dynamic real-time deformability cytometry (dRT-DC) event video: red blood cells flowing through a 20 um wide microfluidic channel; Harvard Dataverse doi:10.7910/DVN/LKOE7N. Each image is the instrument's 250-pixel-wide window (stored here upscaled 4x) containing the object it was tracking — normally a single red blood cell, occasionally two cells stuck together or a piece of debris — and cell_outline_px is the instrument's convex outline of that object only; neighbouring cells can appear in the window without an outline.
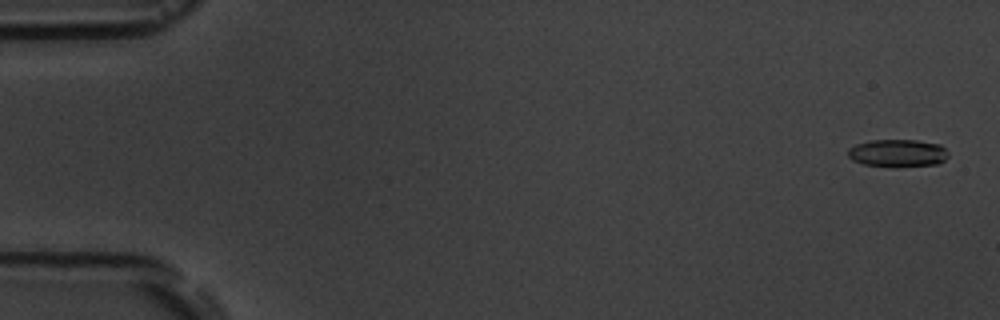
{"species": "common noctule bat (a hibernating species)", "species_latin": "Nyctalus noctula", "temperature_condition": "room temperature", "stored_images_in_passage": 5, "camera_frame_rate_fps": 3000, "um_per_image_px": 0.085, "animal": {"sex": "male", "body_mass_g": 19.5, "forearm_length_mm": 54.6}, "frame": {"image": 1, "passage_image": 1, "time_ms": 0.0, "image_size_px": [1000, 320], "cell_outline_px": [[948, 156], [944, 160], [936, 164], [896, 168], [864, 164], [852, 160], [848, 156], [848, 148], [856, 144], [868, 140], [916, 140], [940, 144], [948, 152]], "centroid_in_image_um": [76.29, 13.02], "position_along_channel_um": 8.7, "area_um2": 16.42}}
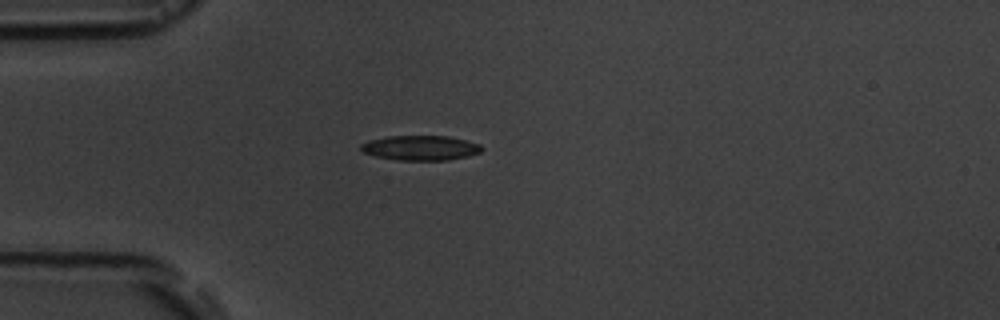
{"frame": {"image": 2, "passage_image": 5, "time_ms": 4.667, "image_size_px": [1000, 320], "cell_outline_px": [[484, 148], [480, 152], [468, 156], [448, 160], [396, 160], [376, 156], [364, 152], [360, 148], [360, 144], [368, 140], [388, 136], [448, 136], [480, 144]], "centroid_in_image_um": [35.74, 12.57], "position_along_channel_um": 49.3, "area_um2": 17.46}}